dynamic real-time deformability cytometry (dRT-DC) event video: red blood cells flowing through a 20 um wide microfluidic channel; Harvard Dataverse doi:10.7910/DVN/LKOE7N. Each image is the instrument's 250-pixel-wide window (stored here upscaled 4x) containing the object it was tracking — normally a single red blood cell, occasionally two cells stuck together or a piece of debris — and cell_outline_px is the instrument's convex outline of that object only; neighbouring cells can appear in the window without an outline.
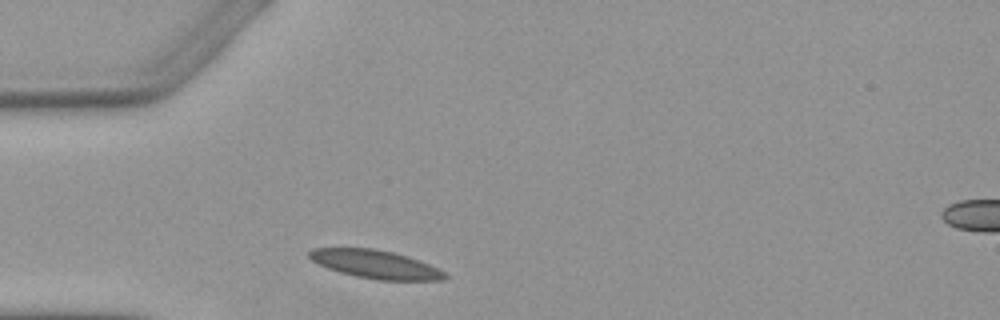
{"species": "Egyptian fruit bat (a non-hibernating species)", "species_latin": "Rousettus aegyptiacus", "temperature_condition": "warm", "stored_images_in_passage": 2, "segment_of_instrument_passage": [1, 2], "camera_frame_rate_fps": 3000, "um_per_image_px": 0.085, "animal": {"sex": "female"}, "frame": {"image": 1, "passage_image": 1, "time_ms": 0.0, "image_size_px": [1000, 320], "cell_outline_px": [[448, 276], [444, 280], [376, 280], [356, 276], [340, 272], [328, 268], [312, 260], [308, 256], [308, 252], [312, 248], [372, 248], [392, 252], [408, 256], [428, 264], [444, 272]], "centroid_in_image_um": [31.9, 22.46], "position_along_channel_um": 53.1, "area_um2": 22.14}}